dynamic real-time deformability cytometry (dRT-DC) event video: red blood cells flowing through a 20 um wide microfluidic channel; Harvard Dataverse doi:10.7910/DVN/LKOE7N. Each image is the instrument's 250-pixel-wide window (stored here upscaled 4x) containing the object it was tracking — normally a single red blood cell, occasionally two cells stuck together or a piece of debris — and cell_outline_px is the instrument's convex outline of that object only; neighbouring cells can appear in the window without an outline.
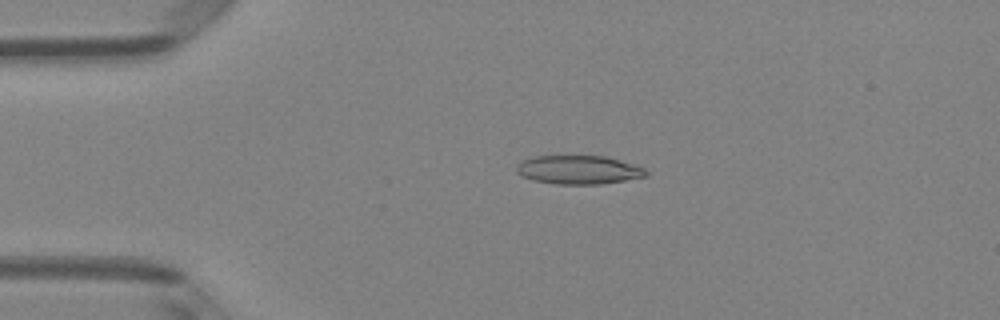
{"species": "Egyptian fruit bat (a non-hibernating species)", "species_latin": "Rousettus aegyptiacus", "temperature_condition": "room temperature", "stored_images_in_passage": 39, "camera_frame_rate_fps": 3000, "um_per_image_px": 0.085, "animal": {"sex": "female"}, "frame": {"image": 1, "passage_image": 1, "time_ms": 0.0, "image_size_px": [1000, 320], "cell_outline_px": [[648, 176], [600, 184], [556, 184], [532, 180], [520, 176], [516, 172], [516, 164], [520, 160], [532, 156], [604, 156], [620, 160], [644, 168], [648, 172]], "centroid_in_image_um": [49.11, 14.43], "position_along_channel_um": 35.9, "area_um2": 21.79}}
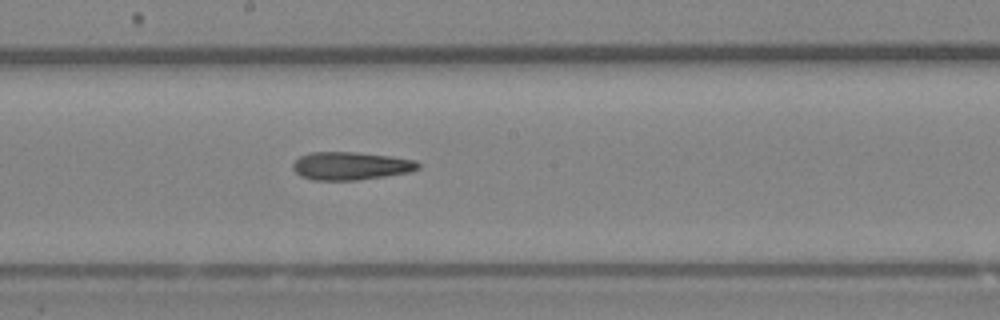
{"frame": {"image": 2, "passage_image": 17, "time_ms": 5.333, "image_size_px": [1000, 320], "cell_outline_px": [[420, 168], [412, 172], [356, 180], [312, 180], [300, 176], [292, 168], [292, 164], [300, 156], [308, 152], [356, 152], [392, 156], [416, 160], [420, 164]], "centroid_in_image_um": [29.82, 14.09], "position_along_channel_um": 218.4, "area_um2": 20.63}}
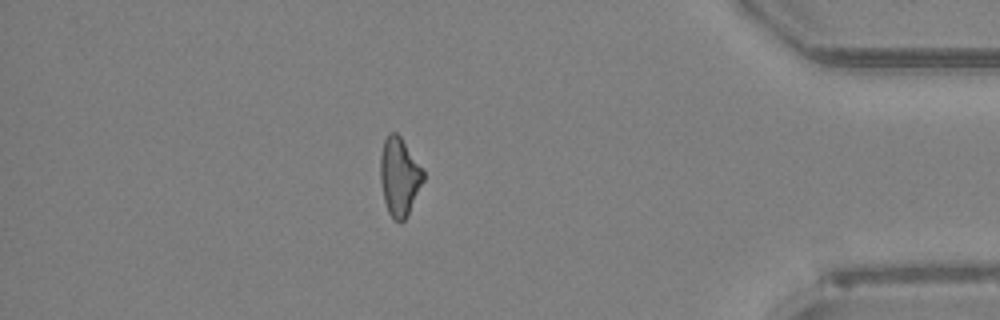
{"frame": {"image": 3, "passage_image": 33, "time_ms": 10.667, "image_size_px": [1000, 320], "cell_outline_px": [[424, 180], [404, 220], [400, 224], [388, 212], [384, 200], [380, 184], [380, 156], [384, 140], [392, 132], [396, 132], [400, 136], [424, 172]], "centroid_in_image_um": [33.92, 15.02], "position_along_channel_um": 401.3, "area_um2": 19.19}, "authors_computed_cell_mechanics": {"area_um2": 20.23, "velocity_mm_per_s": 4.1412, "shape_relaxation_time_tau1_ms": null, "shape_relaxation_time_tau2_ms": 11.182, "deformation_change_tau1": null, "deformation_change_tau2": 0.2978}}